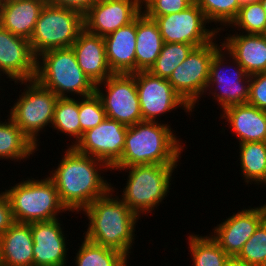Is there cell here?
I'll return each mask as SVG.
<instances>
[{
    "mask_svg": "<svg viewBox=\"0 0 266 266\" xmlns=\"http://www.w3.org/2000/svg\"><path fill=\"white\" fill-rule=\"evenodd\" d=\"M59 163L48 177L56 185L59 200L69 212H83L112 188L111 183L104 180L100 173L105 168L111 169L104 161L69 146Z\"/></svg>",
    "mask_w": 266,
    "mask_h": 266,
    "instance_id": "1",
    "label": "cell"
},
{
    "mask_svg": "<svg viewBox=\"0 0 266 266\" xmlns=\"http://www.w3.org/2000/svg\"><path fill=\"white\" fill-rule=\"evenodd\" d=\"M112 192L113 187L83 210L89 220L83 237L117 250L128 258L135 239V226L140 218L121 198L114 197Z\"/></svg>",
    "mask_w": 266,
    "mask_h": 266,
    "instance_id": "2",
    "label": "cell"
},
{
    "mask_svg": "<svg viewBox=\"0 0 266 266\" xmlns=\"http://www.w3.org/2000/svg\"><path fill=\"white\" fill-rule=\"evenodd\" d=\"M182 149L169 124L141 121L128 126L122 156L111 168L143 164L177 165Z\"/></svg>",
    "mask_w": 266,
    "mask_h": 266,
    "instance_id": "3",
    "label": "cell"
},
{
    "mask_svg": "<svg viewBox=\"0 0 266 266\" xmlns=\"http://www.w3.org/2000/svg\"><path fill=\"white\" fill-rule=\"evenodd\" d=\"M35 79L58 97H68L69 93L87 97L95 93V85L79 67L71 47L47 50L37 56Z\"/></svg>",
    "mask_w": 266,
    "mask_h": 266,
    "instance_id": "4",
    "label": "cell"
},
{
    "mask_svg": "<svg viewBox=\"0 0 266 266\" xmlns=\"http://www.w3.org/2000/svg\"><path fill=\"white\" fill-rule=\"evenodd\" d=\"M178 165L143 164L112 170L129 171L121 200L139 217L150 213L167 197ZM142 213V214H141Z\"/></svg>",
    "mask_w": 266,
    "mask_h": 266,
    "instance_id": "5",
    "label": "cell"
},
{
    "mask_svg": "<svg viewBox=\"0 0 266 266\" xmlns=\"http://www.w3.org/2000/svg\"><path fill=\"white\" fill-rule=\"evenodd\" d=\"M5 192L15 222L30 224L52 221L58 219L59 213L67 211L59 200L56 185L49 177L22 180L9 190L5 189Z\"/></svg>",
    "mask_w": 266,
    "mask_h": 266,
    "instance_id": "6",
    "label": "cell"
},
{
    "mask_svg": "<svg viewBox=\"0 0 266 266\" xmlns=\"http://www.w3.org/2000/svg\"><path fill=\"white\" fill-rule=\"evenodd\" d=\"M83 29L82 13L46 3L29 40L32 52L37 57L47 50L70 48Z\"/></svg>",
    "mask_w": 266,
    "mask_h": 266,
    "instance_id": "7",
    "label": "cell"
},
{
    "mask_svg": "<svg viewBox=\"0 0 266 266\" xmlns=\"http://www.w3.org/2000/svg\"><path fill=\"white\" fill-rule=\"evenodd\" d=\"M19 83L26 85V88L11 107L8 116L37 147L39 145L37 140L39 132L45 126L50 127L52 124L59 97L36 79L19 81Z\"/></svg>",
    "mask_w": 266,
    "mask_h": 266,
    "instance_id": "8",
    "label": "cell"
},
{
    "mask_svg": "<svg viewBox=\"0 0 266 266\" xmlns=\"http://www.w3.org/2000/svg\"><path fill=\"white\" fill-rule=\"evenodd\" d=\"M104 85L105 93L103 88ZM95 93L101 99L106 118L126 126L143 121L138 91L133 74L114 73L95 85Z\"/></svg>",
    "mask_w": 266,
    "mask_h": 266,
    "instance_id": "9",
    "label": "cell"
},
{
    "mask_svg": "<svg viewBox=\"0 0 266 266\" xmlns=\"http://www.w3.org/2000/svg\"><path fill=\"white\" fill-rule=\"evenodd\" d=\"M222 47L216 40L194 48L184 61L176 67L167 79L174 90L192 108L206 94L210 62L213 55Z\"/></svg>",
    "mask_w": 266,
    "mask_h": 266,
    "instance_id": "10",
    "label": "cell"
},
{
    "mask_svg": "<svg viewBox=\"0 0 266 266\" xmlns=\"http://www.w3.org/2000/svg\"><path fill=\"white\" fill-rule=\"evenodd\" d=\"M154 19L164 43H186L195 48L204 46L217 38L220 27L207 29L209 23L201 10L194 2L187 9L166 16H147ZM219 30V31H218ZM216 35V36H215ZM216 37V38H215Z\"/></svg>",
    "mask_w": 266,
    "mask_h": 266,
    "instance_id": "11",
    "label": "cell"
},
{
    "mask_svg": "<svg viewBox=\"0 0 266 266\" xmlns=\"http://www.w3.org/2000/svg\"><path fill=\"white\" fill-rule=\"evenodd\" d=\"M225 55H227V51L225 52L223 46L213 55L206 86V92L210 88L211 91L209 90L207 93L213 95V98L220 104L222 111L232 105L247 104L251 79V75L247 74L244 68L229 53L227 57L232 58L233 65L236 68L225 66V63H229L224 62L227 60ZM226 67L230 68L232 72L230 73V69L228 71ZM226 71L229 72V76ZM214 86H216L215 90L213 89Z\"/></svg>",
    "mask_w": 266,
    "mask_h": 266,
    "instance_id": "12",
    "label": "cell"
},
{
    "mask_svg": "<svg viewBox=\"0 0 266 266\" xmlns=\"http://www.w3.org/2000/svg\"><path fill=\"white\" fill-rule=\"evenodd\" d=\"M135 76L143 121L156 122L160 115L181 107L185 112L192 108L174 90L169 81L153 75L150 71L132 73Z\"/></svg>",
    "mask_w": 266,
    "mask_h": 266,
    "instance_id": "13",
    "label": "cell"
},
{
    "mask_svg": "<svg viewBox=\"0 0 266 266\" xmlns=\"http://www.w3.org/2000/svg\"><path fill=\"white\" fill-rule=\"evenodd\" d=\"M128 126L106 118L83 133L73 147L80 153L104 161L110 168L121 158Z\"/></svg>",
    "mask_w": 266,
    "mask_h": 266,
    "instance_id": "14",
    "label": "cell"
},
{
    "mask_svg": "<svg viewBox=\"0 0 266 266\" xmlns=\"http://www.w3.org/2000/svg\"><path fill=\"white\" fill-rule=\"evenodd\" d=\"M142 13V0H98L84 14V28L105 37L134 21Z\"/></svg>",
    "mask_w": 266,
    "mask_h": 266,
    "instance_id": "15",
    "label": "cell"
},
{
    "mask_svg": "<svg viewBox=\"0 0 266 266\" xmlns=\"http://www.w3.org/2000/svg\"><path fill=\"white\" fill-rule=\"evenodd\" d=\"M36 62L29 40L0 25V72L14 83L32 80L36 76Z\"/></svg>",
    "mask_w": 266,
    "mask_h": 266,
    "instance_id": "16",
    "label": "cell"
},
{
    "mask_svg": "<svg viewBox=\"0 0 266 266\" xmlns=\"http://www.w3.org/2000/svg\"><path fill=\"white\" fill-rule=\"evenodd\" d=\"M265 219L266 212L262 205L249 207L218 224L211 236L230 257H235Z\"/></svg>",
    "mask_w": 266,
    "mask_h": 266,
    "instance_id": "17",
    "label": "cell"
},
{
    "mask_svg": "<svg viewBox=\"0 0 266 266\" xmlns=\"http://www.w3.org/2000/svg\"><path fill=\"white\" fill-rule=\"evenodd\" d=\"M58 221L60 220L30 223L33 237V266H66L68 242L62 224Z\"/></svg>",
    "mask_w": 266,
    "mask_h": 266,
    "instance_id": "18",
    "label": "cell"
},
{
    "mask_svg": "<svg viewBox=\"0 0 266 266\" xmlns=\"http://www.w3.org/2000/svg\"><path fill=\"white\" fill-rule=\"evenodd\" d=\"M71 48L79 67L94 85L114 74L107 62L103 37L90 33L84 28Z\"/></svg>",
    "mask_w": 266,
    "mask_h": 266,
    "instance_id": "19",
    "label": "cell"
},
{
    "mask_svg": "<svg viewBox=\"0 0 266 266\" xmlns=\"http://www.w3.org/2000/svg\"><path fill=\"white\" fill-rule=\"evenodd\" d=\"M224 42V43H223ZM223 48L249 75L266 72V35L230 34L225 37Z\"/></svg>",
    "mask_w": 266,
    "mask_h": 266,
    "instance_id": "20",
    "label": "cell"
},
{
    "mask_svg": "<svg viewBox=\"0 0 266 266\" xmlns=\"http://www.w3.org/2000/svg\"><path fill=\"white\" fill-rule=\"evenodd\" d=\"M220 115L229 123L239 144L266 142V111L249 104L232 105Z\"/></svg>",
    "mask_w": 266,
    "mask_h": 266,
    "instance_id": "21",
    "label": "cell"
},
{
    "mask_svg": "<svg viewBox=\"0 0 266 266\" xmlns=\"http://www.w3.org/2000/svg\"><path fill=\"white\" fill-rule=\"evenodd\" d=\"M105 50L109 67L113 73L135 72L136 19L106 35Z\"/></svg>",
    "mask_w": 266,
    "mask_h": 266,
    "instance_id": "22",
    "label": "cell"
},
{
    "mask_svg": "<svg viewBox=\"0 0 266 266\" xmlns=\"http://www.w3.org/2000/svg\"><path fill=\"white\" fill-rule=\"evenodd\" d=\"M46 0H5L0 2V25L12 34L30 40Z\"/></svg>",
    "mask_w": 266,
    "mask_h": 266,
    "instance_id": "23",
    "label": "cell"
},
{
    "mask_svg": "<svg viewBox=\"0 0 266 266\" xmlns=\"http://www.w3.org/2000/svg\"><path fill=\"white\" fill-rule=\"evenodd\" d=\"M3 266H33L31 225L15 222L1 236Z\"/></svg>",
    "mask_w": 266,
    "mask_h": 266,
    "instance_id": "24",
    "label": "cell"
},
{
    "mask_svg": "<svg viewBox=\"0 0 266 266\" xmlns=\"http://www.w3.org/2000/svg\"><path fill=\"white\" fill-rule=\"evenodd\" d=\"M163 44L157 23L142 12L136 18L135 72L149 71L155 64Z\"/></svg>",
    "mask_w": 266,
    "mask_h": 266,
    "instance_id": "25",
    "label": "cell"
},
{
    "mask_svg": "<svg viewBox=\"0 0 266 266\" xmlns=\"http://www.w3.org/2000/svg\"><path fill=\"white\" fill-rule=\"evenodd\" d=\"M8 122H0V159L21 161L37 151L30 139L8 117Z\"/></svg>",
    "mask_w": 266,
    "mask_h": 266,
    "instance_id": "26",
    "label": "cell"
},
{
    "mask_svg": "<svg viewBox=\"0 0 266 266\" xmlns=\"http://www.w3.org/2000/svg\"><path fill=\"white\" fill-rule=\"evenodd\" d=\"M239 159L243 179L247 184L256 182L266 185V142L239 144Z\"/></svg>",
    "mask_w": 266,
    "mask_h": 266,
    "instance_id": "27",
    "label": "cell"
},
{
    "mask_svg": "<svg viewBox=\"0 0 266 266\" xmlns=\"http://www.w3.org/2000/svg\"><path fill=\"white\" fill-rule=\"evenodd\" d=\"M75 256L76 266H128L127 257L114 249L87 240L85 237Z\"/></svg>",
    "mask_w": 266,
    "mask_h": 266,
    "instance_id": "28",
    "label": "cell"
},
{
    "mask_svg": "<svg viewBox=\"0 0 266 266\" xmlns=\"http://www.w3.org/2000/svg\"><path fill=\"white\" fill-rule=\"evenodd\" d=\"M187 238L193 266H225L230 258L210 234L205 237L191 234Z\"/></svg>",
    "mask_w": 266,
    "mask_h": 266,
    "instance_id": "29",
    "label": "cell"
},
{
    "mask_svg": "<svg viewBox=\"0 0 266 266\" xmlns=\"http://www.w3.org/2000/svg\"><path fill=\"white\" fill-rule=\"evenodd\" d=\"M51 127L60 131V133H66L68 136L75 138L76 141L70 147L77 144L80 140L79 101L71 98L70 95L69 97H59Z\"/></svg>",
    "mask_w": 266,
    "mask_h": 266,
    "instance_id": "30",
    "label": "cell"
},
{
    "mask_svg": "<svg viewBox=\"0 0 266 266\" xmlns=\"http://www.w3.org/2000/svg\"><path fill=\"white\" fill-rule=\"evenodd\" d=\"M195 47L186 43H164L150 72L160 78L168 79Z\"/></svg>",
    "mask_w": 266,
    "mask_h": 266,
    "instance_id": "31",
    "label": "cell"
},
{
    "mask_svg": "<svg viewBox=\"0 0 266 266\" xmlns=\"http://www.w3.org/2000/svg\"><path fill=\"white\" fill-rule=\"evenodd\" d=\"M231 26L245 34H266V12L260 1L243 4Z\"/></svg>",
    "mask_w": 266,
    "mask_h": 266,
    "instance_id": "32",
    "label": "cell"
},
{
    "mask_svg": "<svg viewBox=\"0 0 266 266\" xmlns=\"http://www.w3.org/2000/svg\"><path fill=\"white\" fill-rule=\"evenodd\" d=\"M195 3L208 22L220 23L224 27L231 24L242 6L239 0H195Z\"/></svg>",
    "mask_w": 266,
    "mask_h": 266,
    "instance_id": "33",
    "label": "cell"
},
{
    "mask_svg": "<svg viewBox=\"0 0 266 266\" xmlns=\"http://www.w3.org/2000/svg\"><path fill=\"white\" fill-rule=\"evenodd\" d=\"M236 257L251 266H266V219L246 241Z\"/></svg>",
    "mask_w": 266,
    "mask_h": 266,
    "instance_id": "34",
    "label": "cell"
},
{
    "mask_svg": "<svg viewBox=\"0 0 266 266\" xmlns=\"http://www.w3.org/2000/svg\"><path fill=\"white\" fill-rule=\"evenodd\" d=\"M80 139L87 130L98 126L106 119L101 99L96 93L79 99Z\"/></svg>",
    "mask_w": 266,
    "mask_h": 266,
    "instance_id": "35",
    "label": "cell"
},
{
    "mask_svg": "<svg viewBox=\"0 0 266 266\" xmlns=\"http://www.w3.org/2000/svg\"><path fill=\"white\" fill-rule=\"evenodd\" d=\"M194 0H142V12L146 16H166L183 11L191 6Z\"/></svg>",
    "mask_w": 266,
    "mask_h": 266,
    "instance_id": "36",
    "label": "cell"
},
{
    "mask_svg": "<svg viewBox=\"0 0 266 266\" xmlns=\"http://www.w3.org/2000/svg\"><path fill=\"white\" fill-rule=\"evenodd\" d=\"M247 104L266 111V72L251 75Z\"/></svg>",
    "mask_w": 266,
    "mask_h": 266,
    "instance_id": "37",
    "label": "cell"
},
{
    "mask_svg": "<svg viewBox=\"0 0 266 266\" xmlns=\"http://www.w3.org/2000/svg\"><path fill=\"white\" fill-rule=\"evenodd\" d=\"M15 223L6 192L0 193V236Z\"/></svg>",
    "mask_w": 266,
    "mask_h": 266,
    "instance_id": "38",
    "label": "cell"
},
{
    "mask_svg": "<svg viewBox=\"0 0 266 266\" xmlns=\"http://www.w3.org/2000/svg\"><path fill=\"white\" fill-rule=\"evenodd\" d=\"M98 0H46V3L77 10L83 15L97 2Z\"/></svg>",
    "mask_w": 266,
    "mask_h": 266,
    "instance_id": "39",
    "label": "cell"
},
{
    "mask_svg": "<svg viewBox=\"0 0 266 266\" xmlns=\"http://www.w3.org/2000/svg\"><path fill=\"white\" fill-rule=\"evenodd\" d=\"M225 266H251L250 264H247L243 260L238 259L235 257H230L228 261L226 262Z\"/></svg>",
    "mask_w": 266,
    "mask_h": 266,
    "instance_id": "40",
    "label": "cell"
},
{
    "mask_svg": "<svg viewBox=\"0 0 266 266\" xmlns=\"http://www.w3.org/2000/svg\"><path fill=\"white\" fill-rule=\"evenodd\" d=\"M256 1H259V0H239L241 5L246 4V3L256 2Z\"/></svg>",
    "mask_w": 266,
    "mask_h": 266,
    "instance_id": "41",
    "label": "cell"
},
{
    "mask_svg": "<svg viewBox=\"0 0 266 266\" xmlns=\"http://www.w3.org/2000/svg\"><path fill=\"white\" fill-rule=\"evenodd\" d=\"M259 1L263 6L264 11L266 12V0H259Z\"/></svg>",
    "mask_w": 266,
    "mask_h": 266,
    "instance_id": "42",
    "label": "cell"
},
{
    "mask_svg": "<svg viewBox=\"0 0 266 266\" xmlns=\"http://www.w3.org/2000/svg\"><path fill=\"white\" fill-rule=\"evenodd\" d=\"M0 266L2 265L1 239H0Z\"/></svg>",
    "mask_w": 266,
    "mask_h": 266,
    "instance_id": "43",
    "label": "cell"
},
{
    "mask_svg": "<svg viewBox=\"0 0 266 266\" xmlns=\"http://www.w3.org/2000/svg\"><path fill=\"white\" fill-rule=\"evenodd\" d=\"M263 208H264V210H265V212H266V203L263 204Z\"/></svg>",
    "mask_w": 266,
    "mask_h": 266,
    "instance_id": "44",
    "label": "cell"
}]
</instances>
